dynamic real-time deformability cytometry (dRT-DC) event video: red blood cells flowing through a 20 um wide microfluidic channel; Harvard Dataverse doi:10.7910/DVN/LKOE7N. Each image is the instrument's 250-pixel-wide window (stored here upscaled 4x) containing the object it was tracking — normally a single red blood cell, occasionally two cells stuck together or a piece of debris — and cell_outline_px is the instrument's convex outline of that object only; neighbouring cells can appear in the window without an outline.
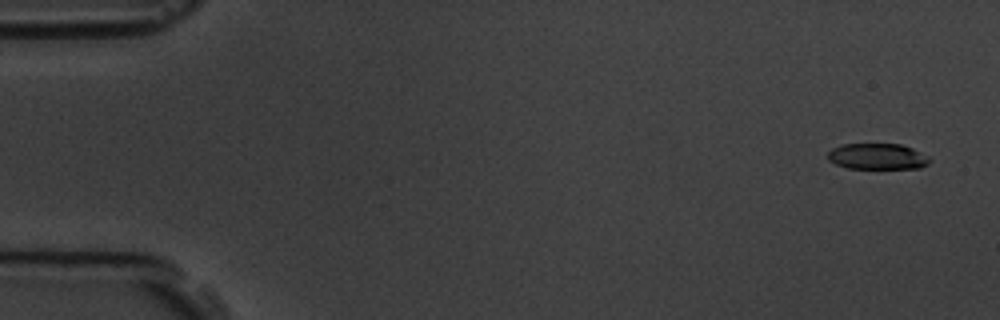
{"species": "common noctule bat (a hibernating species)", "species_latin": "Nyctalus noctula", "temperature_condition": "room temperature", "stored_images_in_passage": 4, "camera_frame_rate_fps": 3000, "um_per_image_px": 0.085, "animal": {"sex": "male", "body_mass_g": 19.5, "forearm_length_mm": 54.6}, "frame": {"image": 1, "passage_image": 1, "time_ms": 0.0, "image_size_px": [1000, 320], "cell_outline_px": [[932, 160], [928, 164], [920, 168], [848, 168], [836, 164], [828, 160], [828, 152], [832, 148], [840, 144], [900, 144], [912, 148], [928, 156]], "centroid_in_image_um": [74.58, 13.29], "position_along_channel_um": 10.4, "area_um2": 15.43}}